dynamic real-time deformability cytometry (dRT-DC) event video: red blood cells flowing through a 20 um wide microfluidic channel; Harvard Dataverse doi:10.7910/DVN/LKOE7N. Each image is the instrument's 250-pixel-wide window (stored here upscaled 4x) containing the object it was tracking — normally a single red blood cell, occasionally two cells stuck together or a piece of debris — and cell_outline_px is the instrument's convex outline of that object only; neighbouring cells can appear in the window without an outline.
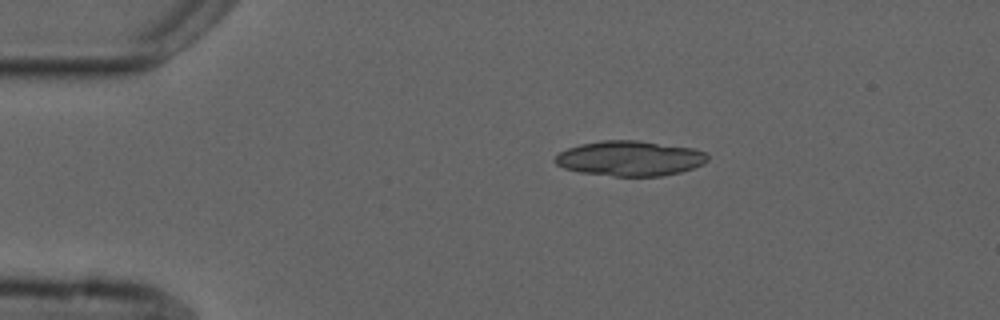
{"species": "common noctule bat (a hibernating species)", "species_latin": "Nyctalus noctula", "temperature_condition": "cold", "stored_images_in_passage": 4, "camera_frame_rate_fps": 3000, "um_per_image_px": 0.085, "animal": {"sex": "male", "forearm_length_mm": 52.5}, "frame": {"image": 1, "passage_image": 1, "time_ms": 0.0, "image_size_px": [1000, 320], "cell_outline_px": [[708, 160], [704, 164], [680, 172], [660, 176], [612, 176], [580, 172], [564, 168], [556, 164], [552, 160], [560, 152], [568, 148], [580, 144], [604, 140], [636, 140], [692, 148], [704, 152], [708, 156]], "centroid_in_image_um": [53.52, 13.46], "position_along_channel_um": 31.5, "area_um2": 31.1}}